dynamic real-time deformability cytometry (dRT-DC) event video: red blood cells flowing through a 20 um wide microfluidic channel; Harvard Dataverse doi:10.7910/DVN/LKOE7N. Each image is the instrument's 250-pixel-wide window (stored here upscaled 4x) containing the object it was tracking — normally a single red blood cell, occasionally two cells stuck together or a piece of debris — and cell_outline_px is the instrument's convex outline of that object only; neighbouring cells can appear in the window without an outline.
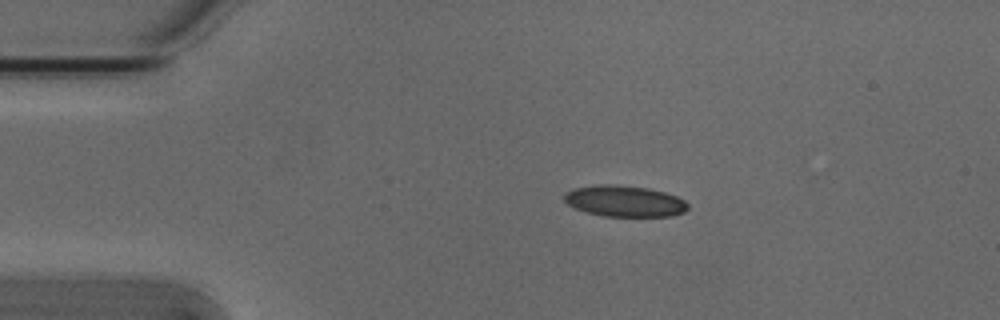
{"species": "Egyptian fruit bat (a non-hibernating species)", "species_latin": "Rousettus aegyptiacus", "temperature_condition": "cold", "stored_images_in_passage": 4, "camera_frame_rate_fps": 3000, "um_per_image_px": 0.085, "animal": {"sex": "male"}, "frame": {"image": 1, "passage_image": 2, "time_ms": 0.333, "image_size_px": [1000, 320], "cell_outline_px": [[688, 208], [684, 212], [672, 216], [604, 216], [588, 212], [576, 208], [568, 204], [564, 200], [564, 192], [576, 188], [600, 184], [608, 184], [648, 188], [664, 192], [676, 196], [684, 200], [688, 204]], "centroid_in_image_um": [53.1, 17.09], "position_along_channel_um": 31.9, "area_um2": 22.25}}
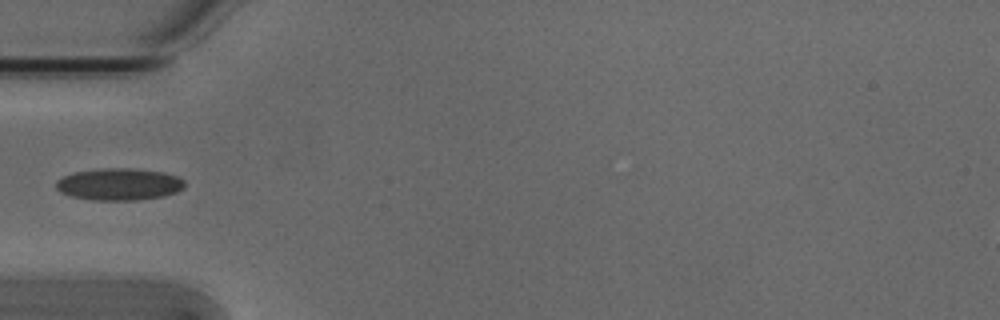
{"frame": {"image": 2, "passage_image": 4, "time_ms": 1.0, "image_size_px": [1000, 320], "cell_outline_px": [[184, 188], [176, 192], [164, 196], [136, 200], [92, 200], [72, 196], [60, 192], [56, 188], [56, 180], [72, 172], [100, 168], [132, 168], [164, 172], [176, 176], [184, 180]], "centroid_in_image_um": [10.11, 15.65], "position_along_channel_um": 74.9, "area_um2": 24.1}}